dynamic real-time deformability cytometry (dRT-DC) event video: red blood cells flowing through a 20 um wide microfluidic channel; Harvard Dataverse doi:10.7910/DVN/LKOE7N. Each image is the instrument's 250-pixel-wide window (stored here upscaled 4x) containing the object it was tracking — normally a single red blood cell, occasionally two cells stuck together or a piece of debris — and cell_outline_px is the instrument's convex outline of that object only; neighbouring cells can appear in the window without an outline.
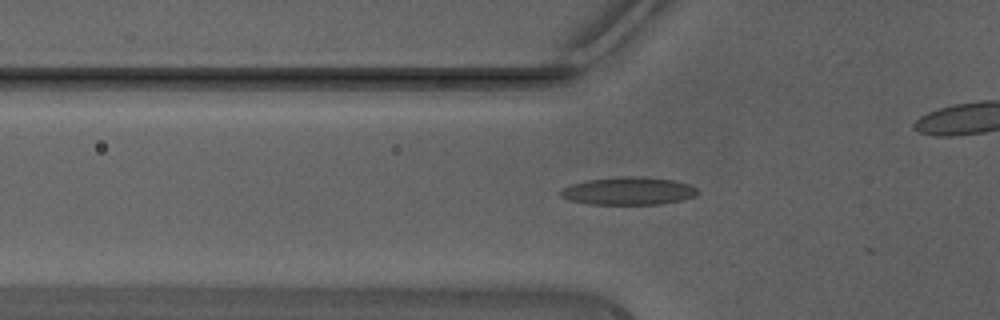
{"species": "Egyptian fruit bat (a non-hibernating species)", "species_latin": "Rousettus aegyptiacus", "temperature_condition": "warm", "stored_images_in_passage": 14, "camera_frame_rate_fps": 3000, "um_per_image_px": 0.085, "animal": {"sex": "male"}, "frame": {"image": 1, "passage_image": 6, "time_ms": 1.667, "image_size_px": [1000, 320], "cell_outline_px": [[700, 192], [696, 196], [680, 200], [660, 204], [592, 204], [568, 200], [560, 196], [560, 188], [572, 184], [588, 180], [620, 176], [640, 176], [676, 180], [688, 184], [696, 188]], "centroid_in_image_um": [53.42, 16.22], "position_along_channel_um": 72.4, "area_um2": 22.31}}
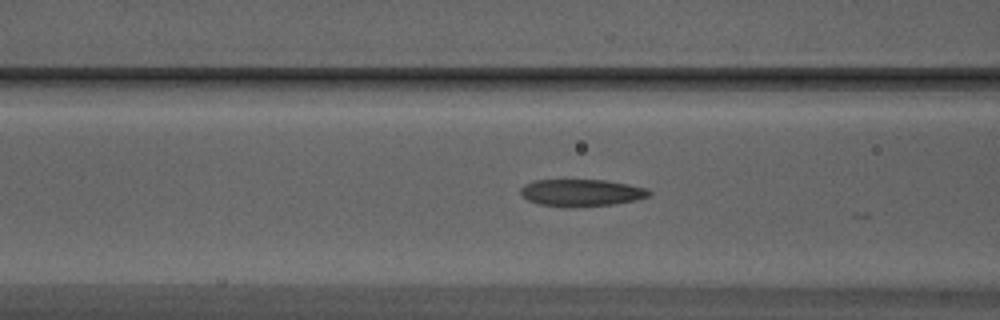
{"frame": {"image": 2, "passage_image": 9, "time_ms": 2.667, "image_size_px": [1000, 320], "cell_outline_px": [[652, 192], [648, 196], [636, 200], [616, 204], [572, 208], [540, 204], [528, 200], [520, 196], [520, 188], [524, 184], [532, 180], [608, 180], [648, 188]], "centroid_in_image_um": [49.41, 16.38], "position_along_channel_um": 117.2, "area_um2": 20.63}}
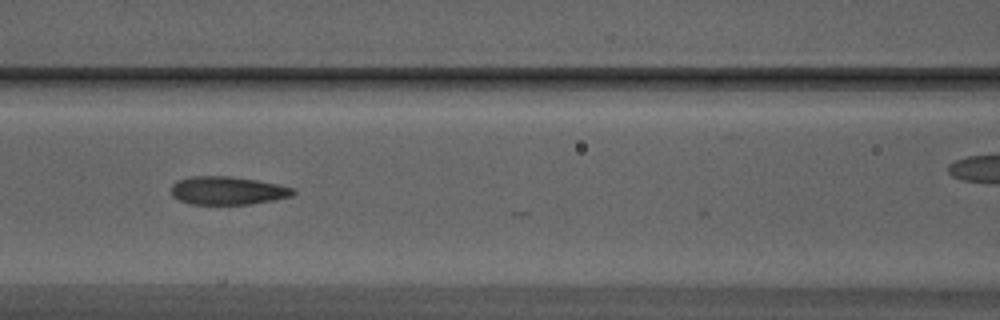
{"frame": {"image": 3, "passage_image": 11, "time_ms": 3.333, "image_size_px": [1000, 320], "cell_outline_px": [[296, 192], [292, 196], [272, 200], [248, 204], [192, 204], [180, 200], [172, 196], [172, 184], [176, 180], [188, 176], [228, 176], [256, 180], [280, 184], [292, 188]], "centroid_in_image_um": [19.32, 16.19], "position_along_channel_um": 147.3, "area_um2": 20.0}}